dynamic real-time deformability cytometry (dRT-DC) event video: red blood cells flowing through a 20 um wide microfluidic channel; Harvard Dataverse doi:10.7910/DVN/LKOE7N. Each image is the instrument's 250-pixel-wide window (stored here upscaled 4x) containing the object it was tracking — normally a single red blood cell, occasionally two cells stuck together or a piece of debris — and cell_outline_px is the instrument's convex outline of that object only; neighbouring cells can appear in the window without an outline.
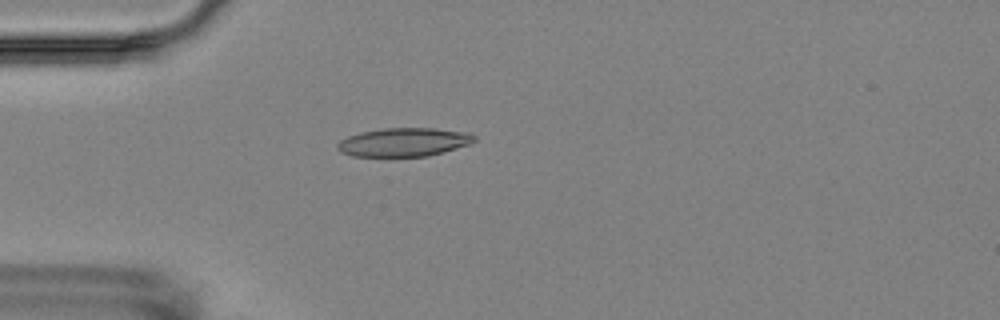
{"species": "Egyptian fruit bat (a non-hibernating species)", "species_latin": "Rousettus aegyptiacus", "temperature_condition": "room temperature", "stored_images_in_passage": 6, "camera_frame_rate_fps": 3000, "um_per_image_px": 0.085, "animal": {"sex": "female"}, "frame": {"image": 1, "passage_image": 5, "time_ms": 5.0, "image_size_px": [1000, 320], "cell_outline_px": [[476, 140], [472, 144], [444, 152], [428, 156], [352, 156], [340, 152], [336, 148], [336, 144], [340, 140], [348, 136], [364, 132], [384, 128], [436, 128], [468, 132], [476, 136]], "centroid_in_image_um": [34.37, 12.08], "position_along_channel_um": 50.6, "area_um2": 22.95}}